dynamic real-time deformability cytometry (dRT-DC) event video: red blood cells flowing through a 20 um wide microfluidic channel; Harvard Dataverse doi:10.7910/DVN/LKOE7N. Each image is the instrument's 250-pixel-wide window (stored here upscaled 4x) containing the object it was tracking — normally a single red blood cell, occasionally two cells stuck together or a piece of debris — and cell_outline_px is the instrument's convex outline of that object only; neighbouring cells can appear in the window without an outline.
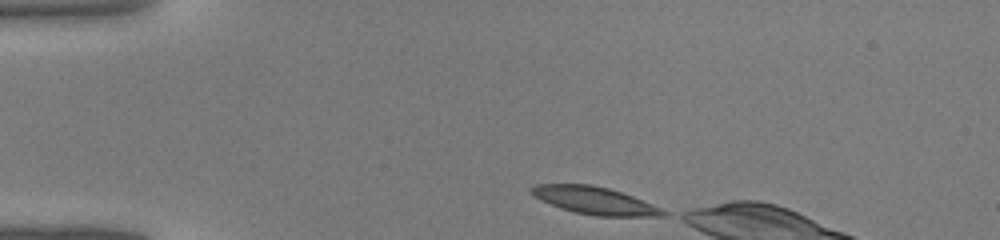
{"species": "common noctule bat (a hibernating species)", "species_latin": "Nyctalus noctula", "temperature_condition": "warm", "stored_images_in_passage": 6, "camera_frame_rate_fps": 3000, "um_per_image_px": 0.085, "animal": {"sex": "male", "body_mass_g": 19.0, "forearm_length_mm": 50.8}, "frame": {"image": 1, "passage_image": 1, "time_ms": 0.0, "image_size_px": [1000, 240], "cell_outline_px": [[668, 216], [596, 216], [572, 212], [560, 208], [540, 200], [532, 196], [528, 192], [528, 188], [536, 184], [592, 184], [608, 188], [632, 196], [652, 204], [668, 212]], "centroid_in_image_um": [50.48, 17.04], "position_along_channel_um": 34.5, "area_um2": 21.27}}